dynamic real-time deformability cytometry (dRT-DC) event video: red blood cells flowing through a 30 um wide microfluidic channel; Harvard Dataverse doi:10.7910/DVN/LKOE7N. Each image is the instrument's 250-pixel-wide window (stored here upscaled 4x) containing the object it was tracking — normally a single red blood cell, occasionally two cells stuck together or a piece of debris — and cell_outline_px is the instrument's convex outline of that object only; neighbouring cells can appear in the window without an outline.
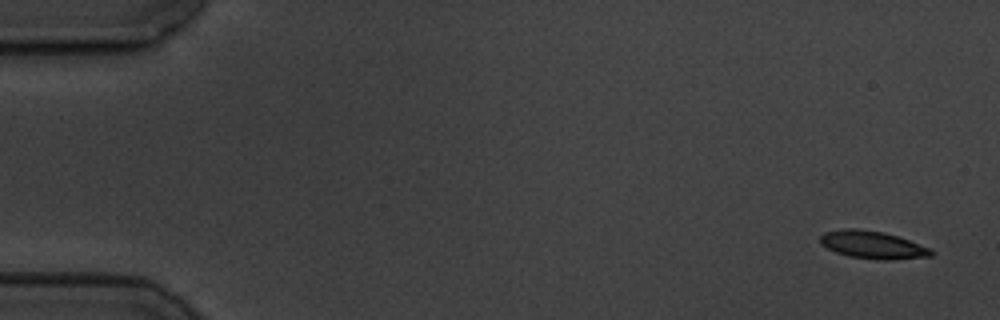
{"species": "common noctule bat (a hibernating species)", "species_latin": "Nyctalus noctula", "temperature_condition": "cold", "stored_images_in_passage": 13, "camera_frame_rate_fps": 3000, "um_per_image_px": 0.085, "animal": {"sex": "male", "body_mass_g": 19.5, "forearm_length_mm": 54.6}, "frame": {"image": 1, "passage_image": 1, "time_ms": 0.0, "image_size_px": [1000, 320], "cell_outline_px": [[936, 252], [932, 256], [888, 260], [876, 260], [848, 256], [836, 252], [820, 244], [820, 236], [824, 232], [848, 228], [856, 228], [884, 232], [932, 248]], "centroid_in_image_um": [74.19, 20.82], "position_along_channel_um": 10.8, "area_um2": 17.98}}
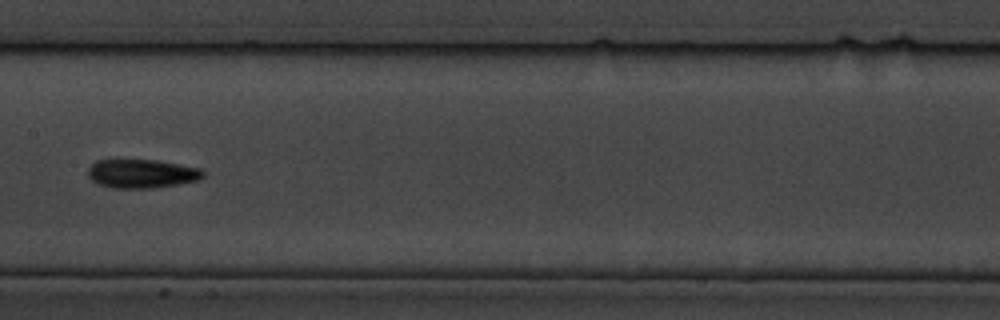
{"frame": {"image": 2, "passage_image": 8, "time_ms": 9.0, "image_size_px": [1000, 320], "cell_outline_px": [[204, 176], [200, 180], [180, 184], [152, 188], [112, 188], [100, 184], [92, 180], [88, 176], [88, 168], [96, 160], [116, 156], [120, 156], [156, 160], [180, 164], [200, 168], [204, 172]], "centroid_in_image_um": [12.0, 14.7], "position_along_channel_um": 195.4, "area_um2": 20.29}}
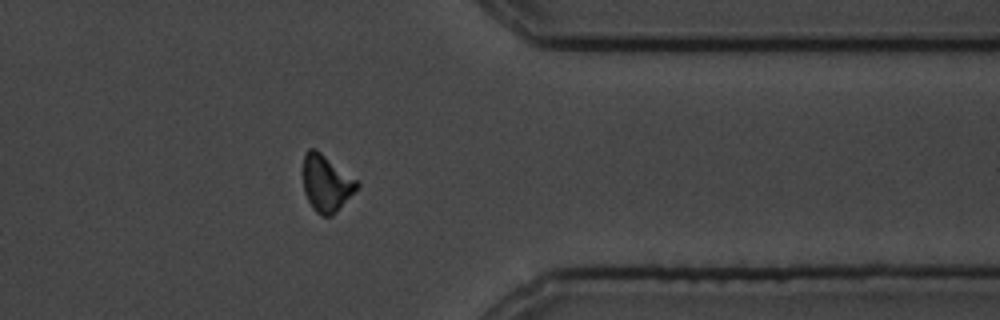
{"frame": {"image": 3, "passage_image": 13, "time_ms": 14.667, "image_size_px": [1000, 320], "cell_outline_px": [[360, 184], [336, 212], [332, 216], [320, 216], [312, 208], [304, 192], [304, 156], [308, 148], [316, 148], [356, 180]], "centroid_in_image_um": [27.71, 15.58], "position_along_channel_um": 383.7, "area_um2": 17.46}, "authors_computed_cell_mechanics": {"area_um2": 17.9758, "velocity_mm_per_s": 3.5093, "shape_relaxation_time_tau1_ms": 1.3899, "shape_relaxation_time_tau2_ms": 5.5176, "deformation_change_tau1": 0.0786, "deformation_change_tau2": 0.1246}}